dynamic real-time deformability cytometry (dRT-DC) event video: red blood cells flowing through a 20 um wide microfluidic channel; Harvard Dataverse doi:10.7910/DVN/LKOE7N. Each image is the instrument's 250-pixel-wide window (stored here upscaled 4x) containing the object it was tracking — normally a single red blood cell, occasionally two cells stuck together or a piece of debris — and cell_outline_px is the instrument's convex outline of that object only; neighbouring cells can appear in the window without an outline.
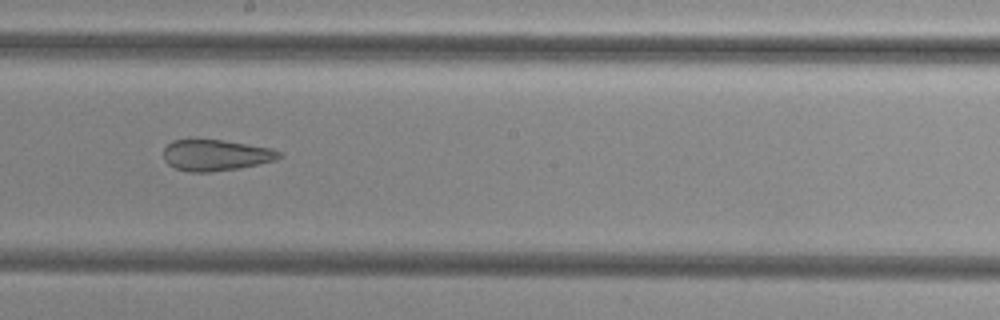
{"species": "common noctule bat (a hibernating species)", "species_latin": "Nyctalus noctula", "temperature_condition": "cold", "stored_images_in_passage": 41, "camera_frame_rate_fps": 3000, "um_per_image_px": 0.085, "animal": {"sex": "female", "body_mass_g": 29.2, "forearm_length_mm": 56.3}, "frame": {"image": 1, "passage_image": 18, "time_ms": 5.667, "image_size_px": [1000, 320], "cell_outline_px": [[284, 156], [276, 160], [240, 168], [212, 172], [188, 172], [176, 168], [168, 164], [164, 160], [164, 148], [172, 140], [188, 136], [224, 140], [272, 148], [280, 152]], "centroid_in_image_um": [18.3, 13.15], "position_along_channel_um": 229.9, "area_um2": 21.79}}
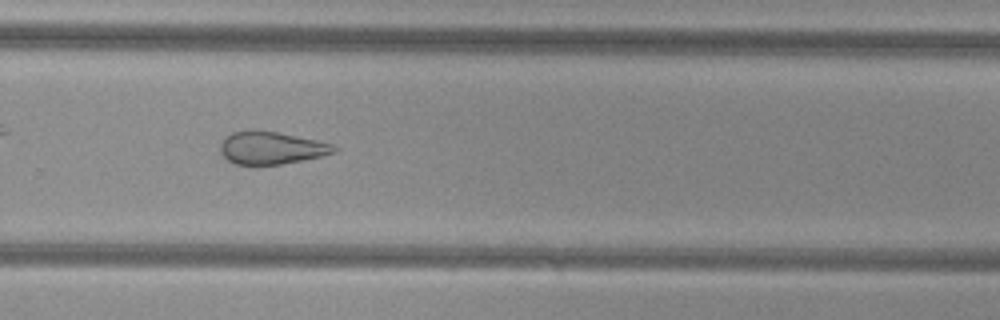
{"frame": {"image": 2, "passage_image": 24, "time_ms": 7.667, "image_size_px": [1000, 320], "cell_outline_px": [[340, 148], [336, 152], [320, 156], [280, 164], [236, 164], [228, 160], [220, 152], [220, 144], [224, 136], [232, 132], [248, 128], [252, 128], [276, 132], [316, 140], [332, 144]], "centroid_in_image_um": [23.01, 12.54], "position_along_channel_um": 306.8, "area_um2": 21.68}}
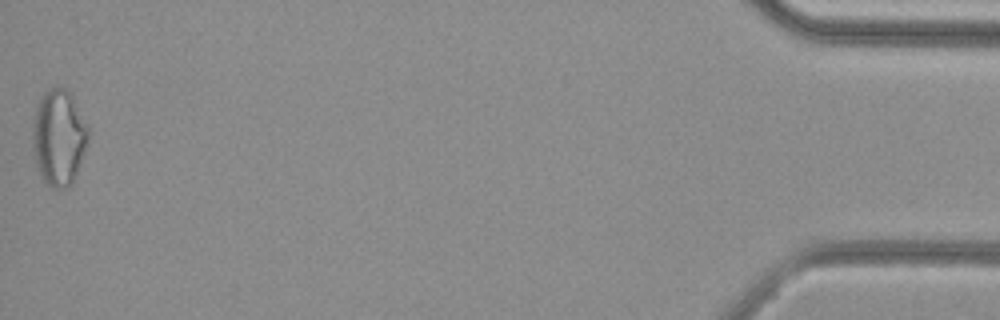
{"frame": {"image": 3, "passage_image": 41, "time_ms": 13.333, "image_size_px": [1000, 320], "cell_outline_px": [[92, 128], [72, 184], [68, 188], [52, 188], [40, 176], [36, 164], [32, 144], [32, 128], [36, 108], [40, 96], [48, 88], [56, 84], [64, 88], [72, 96]], "centroid_in_image_um": [5.01, 11.63], "position_along_channel_um": 430.2, "area_um2": 31.67}, "authors_computed_cell_mechanics": {"area_um2": 24.9696, "velocity_mm_per_s": 3.8502, "shape_relaxation_time_tau1_ms": null, "shape_relaxation_time_tau2_ms": 2.7234, "deformation_change_tau1": null, "deformation_change_tau2": 0.1248}}